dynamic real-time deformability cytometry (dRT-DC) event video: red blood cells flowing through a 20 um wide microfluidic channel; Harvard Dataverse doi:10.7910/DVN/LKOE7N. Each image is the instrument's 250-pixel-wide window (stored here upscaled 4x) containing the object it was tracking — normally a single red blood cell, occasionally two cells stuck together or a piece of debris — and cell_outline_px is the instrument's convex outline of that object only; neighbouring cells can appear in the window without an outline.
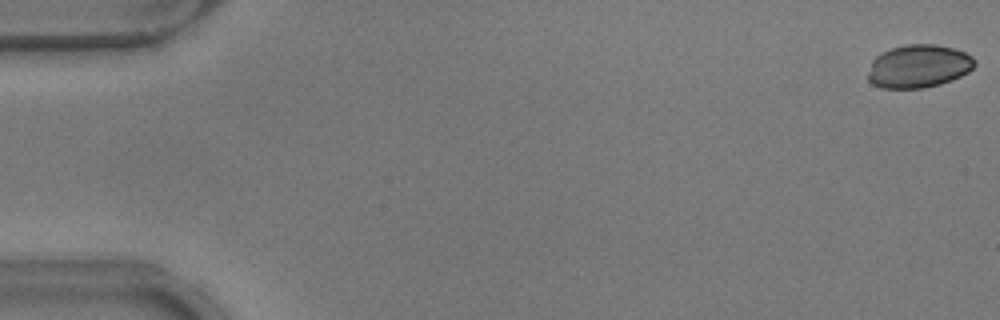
{"species": "common noctule bat (a hibernating species)", "species_latin": "Nyctalus noctula", "temperature_condition": "warm", "stored_images_in_passage": 17, "camera_frame_rate_fps": 3000, "um_per_image_px": 0.085, "animal": {"sex": "male", "body_mass_g": 17.9}, "frame": {"image": 1, "passage_image": 1, "time_ms": 0.0, "image_size_px": [1000, 320], "cell_outline_px": [[976, 64], [968, 72], [952, 80], [940, 84], [924, 88], [880, 88], [872, 84], [868, 80], [868, 72], [872, 60], [880, 52], [892, 48], [908, 44], [936, 44], [952, 48], [964, 52], [972, 56], [976, 60]], "centroid_in_image_um": [78.07, 5.63], "position_along_channel_um": 6.9, "area_um2": 26.93}}
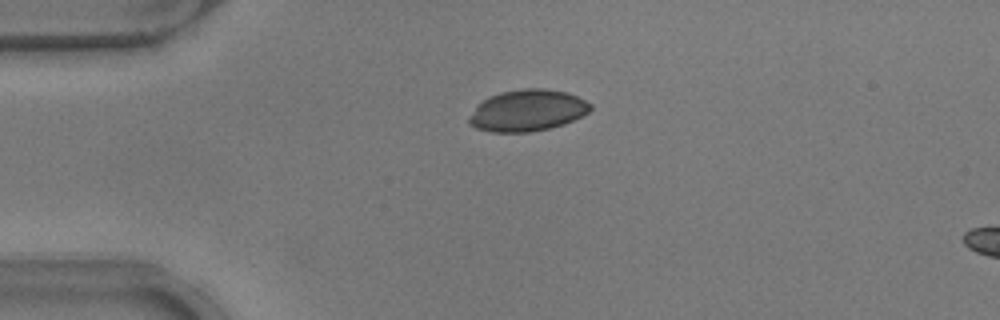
{"frame": {"image": 2, "passage_image": 13, "time_ms": 4.0, "image_size_px": [1000, 320], "cell_outline_px": [[592, 108], [588, 112], [564, 124], [548, 128], [528, 132], [492, 132], [476, 128], [468, 124], [468, 116], [476, 104], [488, 96], [500, 92], [524, 88], [544, 88], [568, 92], [592, 104]], "centroid_in_image_um": [44.78, 9.38], "position_along_channel_um": 40.2, "area_um2": 29.54}}